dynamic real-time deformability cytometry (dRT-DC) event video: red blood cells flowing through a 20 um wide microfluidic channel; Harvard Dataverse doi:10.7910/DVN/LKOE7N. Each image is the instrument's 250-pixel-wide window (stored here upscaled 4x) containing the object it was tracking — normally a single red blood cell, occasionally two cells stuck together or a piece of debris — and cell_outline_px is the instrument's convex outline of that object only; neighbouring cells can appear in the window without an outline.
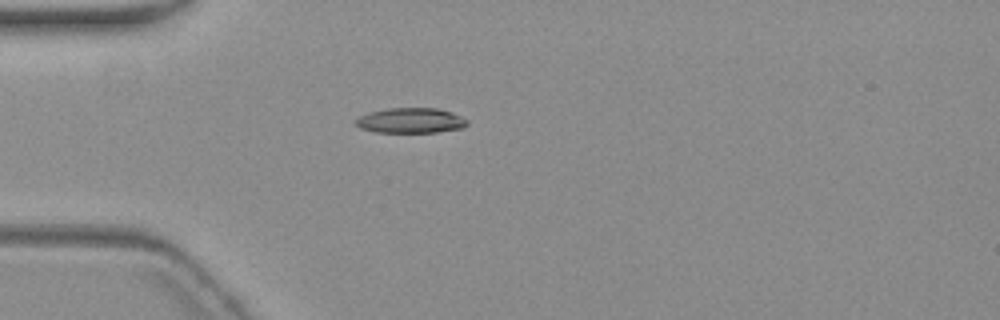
{"species": "common noctule bat (a hibernating species)", "species_latin": "Nyctalus noctula", "temperature_condition": "warm", "stored_images_in_passage": 1, "camera_frame_rate_fps": 3000, "um_per_image_px": 0.085, "animal": {"sex": "female", "body_mass_g": 19.3, "forearm_length_mm": 54.1}, "frame": {"image": 1, "passage_image": 1, "time_ms": 0.0, "image_size_px": [1000, 320], "cell_outline_px": [[468, 124], [464, 128], [436, 132], [376, 132], [360, 128], [356, 124], [356, 120], [360, 116], [368, 112], [388, 108], [436, 108], [452, 112], [468, 120]], "centroid_in_image_um": [34.93, 10.24], "position_along_channel_um": 50.1, "area_um2": 16.36}}